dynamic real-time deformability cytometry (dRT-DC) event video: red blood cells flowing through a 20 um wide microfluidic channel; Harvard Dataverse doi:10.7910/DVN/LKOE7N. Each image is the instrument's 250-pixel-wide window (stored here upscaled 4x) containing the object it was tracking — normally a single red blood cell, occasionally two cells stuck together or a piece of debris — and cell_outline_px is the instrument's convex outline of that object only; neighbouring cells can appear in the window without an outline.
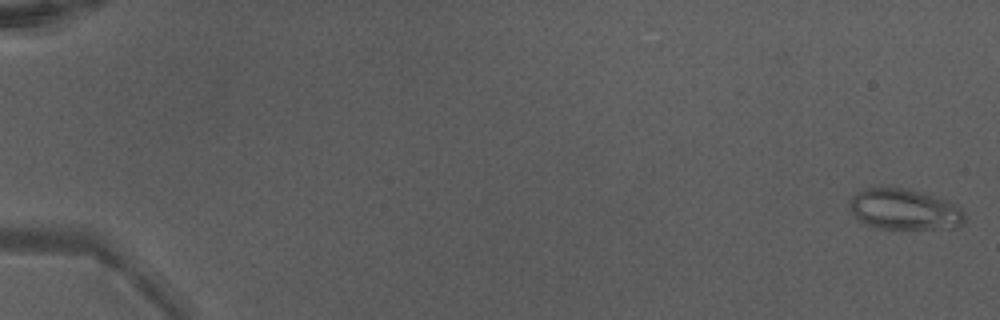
{"species": "Egyptian fruit bat (a non-hibernating species)", "species_latin": "Rousettus aegyptiacus", "temperature_condition": "warm", "stored_images_in_passage": 49, "camera_frame_rate_fps": 3000, "um_per_image_px": 0.085, "animal": {"sex": "male"}, "frame": {"image": 1, "passage_image": 1, "time_ms": 0.0, "image_size_px": [1000, 320], "cell_outline_px": [[964, 220], [956, 228], [880, 228], [868, 224], [860, 220], [848, 208], [852, 196], [864, 188], [900, 188], [920, 192], [936, 196], [948, 200], [960, 208], [964, 212]], "centroid_in_image_um": [76.88, 17.79], "position_along_channel_um": 8.1, "area_um2": 26.93}}
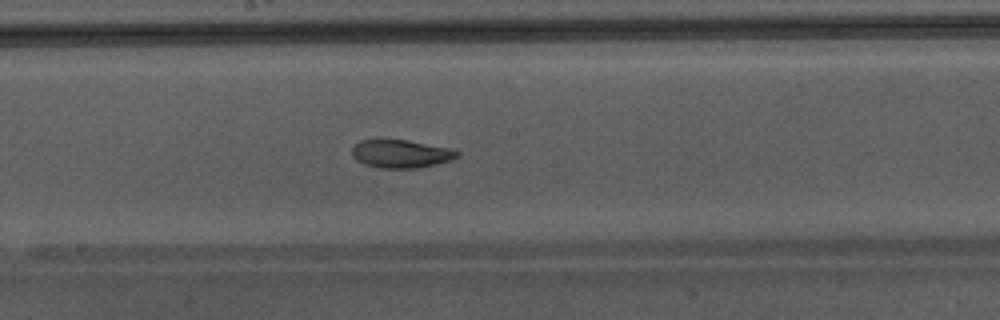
{"frame": {"image": 2, "passage_image": 29, "time_ms": 9.333, "image_size_px": [1000, 320], "cell_outline_px": [[460, 156], [452, 160], [436, 164], [416, 168], [380, 168], [364, 164], [356, 160], [352, 156], [352, 148], [360, 140], [376, 136], [380, 136], [408, 140], [448, 148], [460, 152]], "centroid_in_image_um": [34.01, 13.02], "position_along_channel_um": 214.2, "area_um2": 17.92}}
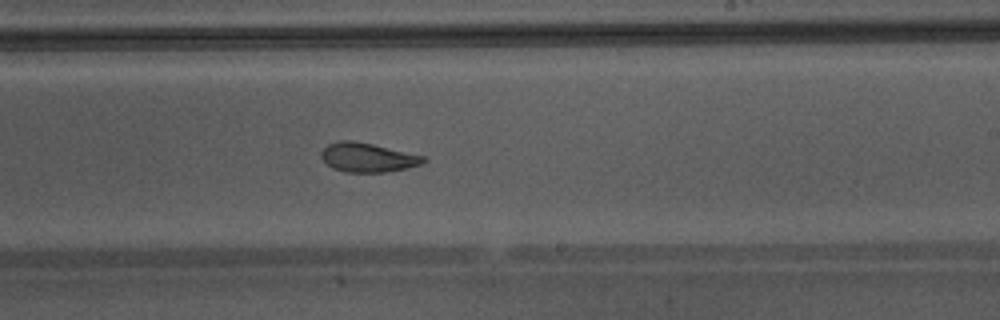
{"frame": {"image": 3, "passage_image": 32, "time_ms": 10.333, "image_size_px": [1000, 320], "cell_outline_px": [[428, 160], [420, 164], [408, 168], [388, 172], [344, 172], [332, 168], [320, 156], [320, 152], [328, 144], [340, 140], [352, 140], [372, 144], [424, 156]], "centroid_in_image_um": [31.24, 13.39], "position_along_channel_um": 257.8, "area_um2": 17.34}, "authors_computed_cell_mechanics": {"area_um2": 19.8254, "velocity_mm_per_s": 4.3641, "shape_relaxation_time_tau1_ms": 5.8222, "shape_relaxation_time_tau2_ms": 2.1831, "deformation_change_tau1": 0.1923, "deformation_change_tau2": 0.0847}}